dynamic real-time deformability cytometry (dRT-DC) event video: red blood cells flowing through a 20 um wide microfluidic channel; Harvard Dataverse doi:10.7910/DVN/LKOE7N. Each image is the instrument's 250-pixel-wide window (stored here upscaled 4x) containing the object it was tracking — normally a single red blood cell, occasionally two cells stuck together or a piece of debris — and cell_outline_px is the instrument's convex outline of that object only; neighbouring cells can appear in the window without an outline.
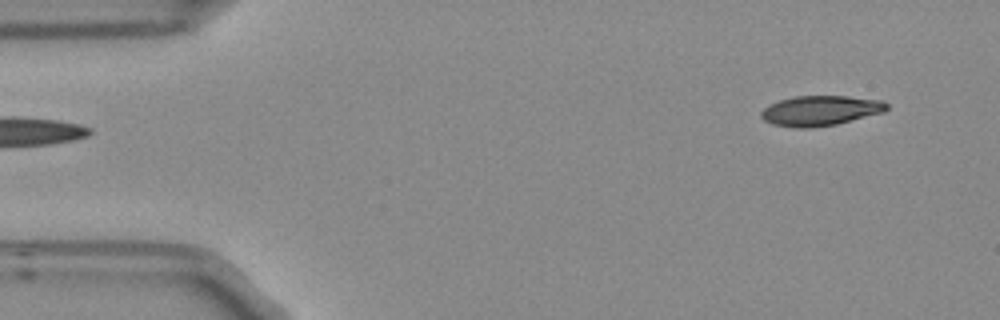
{"species": "Egyptian fruit bat (a non-hibernating species)", "species_latin": "Rousettus aegyptiacus", "temperature_condition": "room temperature", "stored_images_in_passage": 5, "segment_of_instrument_passage": [2, 2], "camera_frame_rate_fps": 3000, "um_per_image_px": 0.085, "frame": {"image": 1, "passage_image": 5, "time_ms": 1.333, "image_size_px": [1000, 320], "cell_outline_px": [[888, 108], [884, 112], [836, 124], [808, 128], [796, 128], [772, 124], [764, 120], [760, 116], [760, 112], [768, 104], [792, 96], [848, 96], [884, 100], [888, 104]], "centroid_in_image_um": [69.72, 9.4], "position_along_channel_um": 15.3, "area_um2": 22.14}}